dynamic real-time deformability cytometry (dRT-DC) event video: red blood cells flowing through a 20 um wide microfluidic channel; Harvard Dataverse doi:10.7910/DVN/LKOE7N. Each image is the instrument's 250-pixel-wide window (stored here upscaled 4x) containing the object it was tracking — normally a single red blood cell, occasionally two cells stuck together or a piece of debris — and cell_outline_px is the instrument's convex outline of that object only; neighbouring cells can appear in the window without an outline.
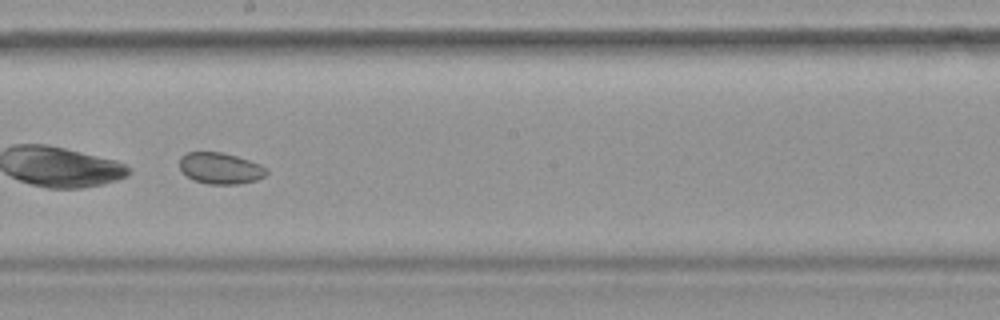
{"species": "common noctule bat (a hibernating species)", "species_latin": "Nyctalus noctula", "temperature_condition": "warm", "stored_images_in_passage": 45, "camera_frame_rate_fps": 3000, "um_per_image_px": 0.085, "animal": {"sex": "female", "body_mass_g": 19.9}, "frame": {"image": 1, "passage_image": 26, "time_ms": 8.333, "image_size_px": [1000, 320], "cell_outline_px": [[268, 172], [264, 176], [256, 180], [236, 184], [208, 184], [192, 180], [180, 168], [180, 156], [188, 152], [220, 152], [236, 156], [260, 164], [268, 168]], "centroid_in_image_um": [18.73, 14.3], "position_along_channel_um": 229.5, "area_um2": 15.78}}
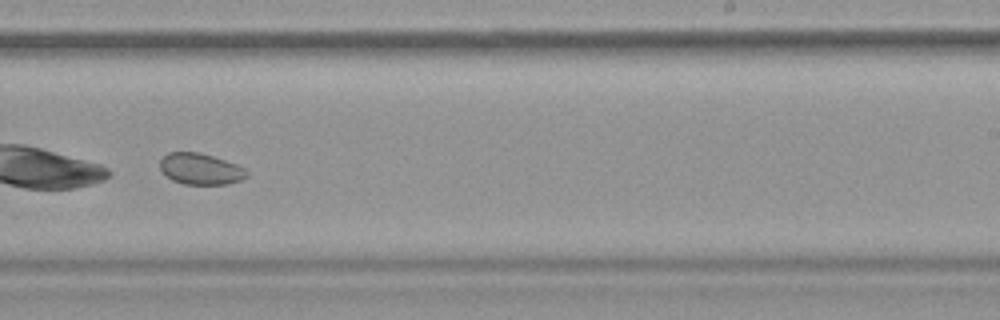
{"frame": {"image": 2, "passage_image": 29, "time_ms": 9.333, "image_size_px": [1000, 320], "cell_outline_px": [[248, 176], [240, 180], [228, 184], [184, 184], [172, 180], [160, 168], [160, 160], [168, 152], [200, 152], [236, 164], [244, 168], [248, 172]], "centroid_in_image_um": [17.05, 14.36], "position_along_channel_um": 272.0, "area_um2": 15.66}}